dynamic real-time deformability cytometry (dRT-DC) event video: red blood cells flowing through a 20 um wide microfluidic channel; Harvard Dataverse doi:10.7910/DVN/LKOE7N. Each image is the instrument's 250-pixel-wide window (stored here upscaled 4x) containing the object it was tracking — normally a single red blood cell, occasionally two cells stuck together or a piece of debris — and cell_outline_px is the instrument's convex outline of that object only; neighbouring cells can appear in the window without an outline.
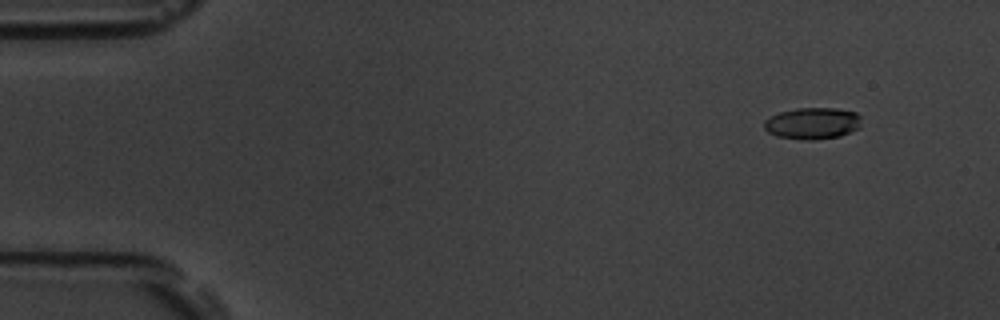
{"species": "common noctule bat (a hibernating species)", "species_latin": "Nyctalus noctula", "temperature_condition": "room temperature", "stored_images_in_passage": 54, "camera_frame_rate_fps": 3000, "um_per_image_px": 0.085, "animal": {"sex": "male", "body_mass_g": 19.5, "forearm_length_mm": 54.6}, "frame": {"image": 1, "passage_image": 2, "time_ms": 0.333, "image_size_px": [1000, 320], "cell_outline_px": [[860, 128], [840, 136], [816, 140], [804, 140], [776, 136], [768, 132], [764, 128], [764, 120], [780, 112], [796, 108], [836, 108], [856, 112], [860, 116]], "centroid_in_image_um": [69.07, 10.49], "position_along_channel_um": 15.9, "area_um2": 18.03}}
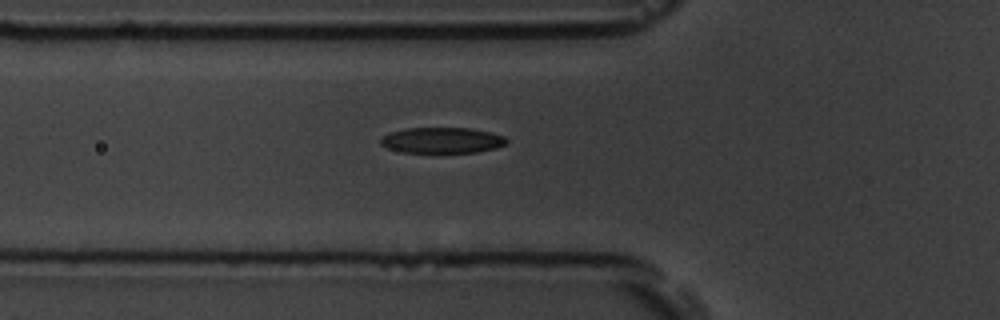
{"frame": {"image": 2, "passage_image": 17, "time_ms": 5.333, "image_size_px": [1000, 320], "cell_outline_px": [[508, 144], [496, 148], [476, 152], [404, 152], [388, 148], [380, 144], [380, 136], [404, 128], [472, 128], [492, 132], [504, 136], [508, 140]], "centroid_in_image_um": [37.6, 11.91], "position_along_channel_um": 88.2, "area_um2": 19.02}}
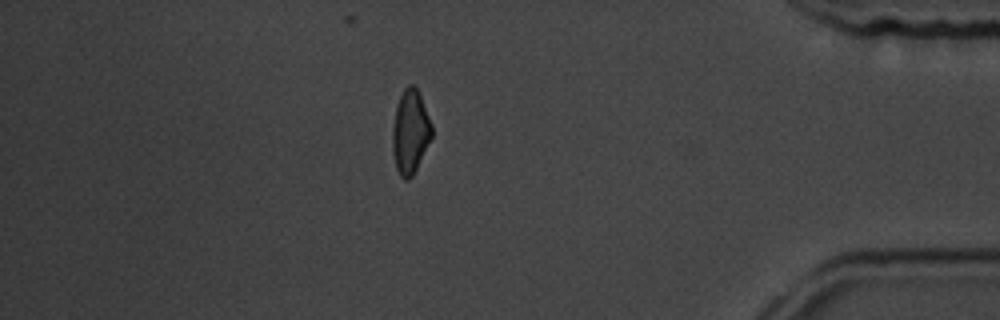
{"frame": {"image": 3, "passage_image": 46, "time_ms": 15.0, "image_size_px": [1000, 320], "cell_outline_px": [[432, 136], [412, 176], [408, 180], [404, 180], [400, 176], [396, 168], [392, 152], [392, 128], [396, 104], [404, 88], [408, 84], [412, 84], [416, 88], [420, 96], [432, 124]], "centroid_in_image_um": [34.85, 11.2], "position_along_channel_um": 400.4, "area_um2": 19.13}, "authors_computed_cell_mechanics": {"area_um2": 19.0451, "velocity_mm_per_s": 3.6198, "shape_relaxation_time_tau1_ms": 2.5597, "shape_relaxation_time_tau2_ms": 2.6789, "deformation_change_tau1": 0.1372, "deformation_change_tau2": 0.0891}}